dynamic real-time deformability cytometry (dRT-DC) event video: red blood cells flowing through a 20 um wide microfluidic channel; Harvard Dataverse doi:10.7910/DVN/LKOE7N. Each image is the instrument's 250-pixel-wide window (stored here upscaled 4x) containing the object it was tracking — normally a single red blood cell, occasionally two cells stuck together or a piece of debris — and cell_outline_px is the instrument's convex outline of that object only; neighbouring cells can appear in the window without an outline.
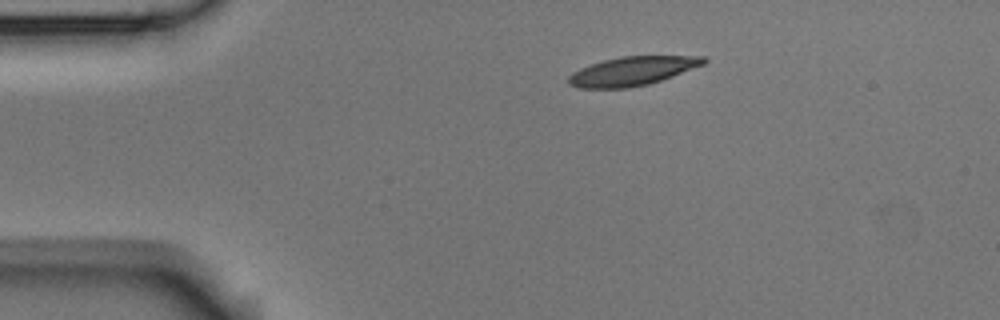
{"species": "Egyptian fruit bat (a non-hibernating species)", "species_latin": "Rousettus aegyptiacus", "temperature_condition": "room temperature", "stored_images_in_passage": 2, "camera_frame_rate_fps": 3000, "um_per_image_px": 0.085, "animal": {"sex": "male"}, "frame": {"image": 1, "passage_image": 1, "time_ms": 0.0, "image_size_px": [1000, 320], "cell_outline_px": [[708, 60], [704, 64], [672, 76], [648, 84], [628, 88], [580, 88], [568, 84], [568, 76], [572, 72], [580, 68], [604, 60], [620, 56], [704, 56]], "centroid_in_image_um": [53.72, 6.04], "position_along_channel_um": 31.3, "area_um2": 22.6}}